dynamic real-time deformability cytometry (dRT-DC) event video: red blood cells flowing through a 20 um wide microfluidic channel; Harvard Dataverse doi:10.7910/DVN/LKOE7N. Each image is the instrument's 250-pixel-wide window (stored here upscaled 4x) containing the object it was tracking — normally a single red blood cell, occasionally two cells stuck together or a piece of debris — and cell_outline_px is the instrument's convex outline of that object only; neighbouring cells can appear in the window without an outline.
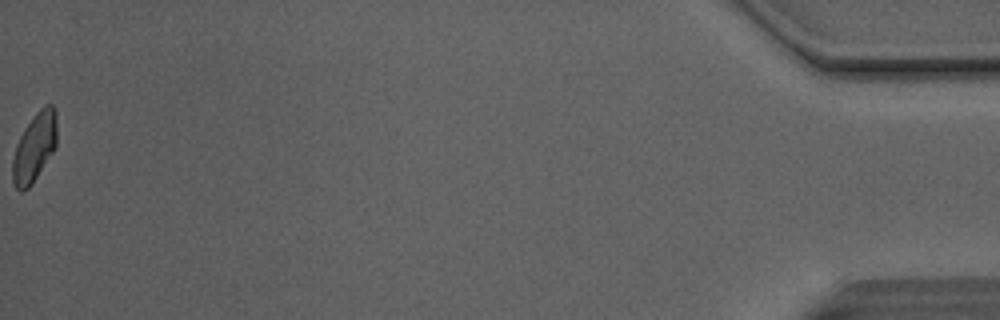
{"species": "Egyptian fruit bat (a non-hibernating species)", "species_latin": "Rousettus aegyptiacus", "temperature_condition": "room temperature", "stored_images_in_passage": 38, "camera_frame_rate_fps": 3000, "um_per_image_px": 0.085, "animal": {"sex": "male"}, "frame": {"image": 1, "passage_image": 38, "time_ms": 12.333, "image_size_px": [1000, 320], "cell_outline_px": [[56, 148], [32, 184], [24, 192], [20, 192], [16, 188], [12, 180], [12, 160], [16, 144], [24, 128], [36, 112], [44, 104], [52, 104], [56, 108]], "centroid_in_image_um": [2.93, 12.52], "position_along_channel_um": 432.3, "area_um2": 18.03}, "authors_computed_cell_mechanics": {"area_um2": 18.0625, "velocity_mm_per_s": 4.1192, "shape_relaxation_time_tau1_ms": 3.6571, "shape_relaxation_time_tau2_ms": 2.0766, "deformation_change_tau1": 0.136, "deformation_change_tau2": 0.0716}}